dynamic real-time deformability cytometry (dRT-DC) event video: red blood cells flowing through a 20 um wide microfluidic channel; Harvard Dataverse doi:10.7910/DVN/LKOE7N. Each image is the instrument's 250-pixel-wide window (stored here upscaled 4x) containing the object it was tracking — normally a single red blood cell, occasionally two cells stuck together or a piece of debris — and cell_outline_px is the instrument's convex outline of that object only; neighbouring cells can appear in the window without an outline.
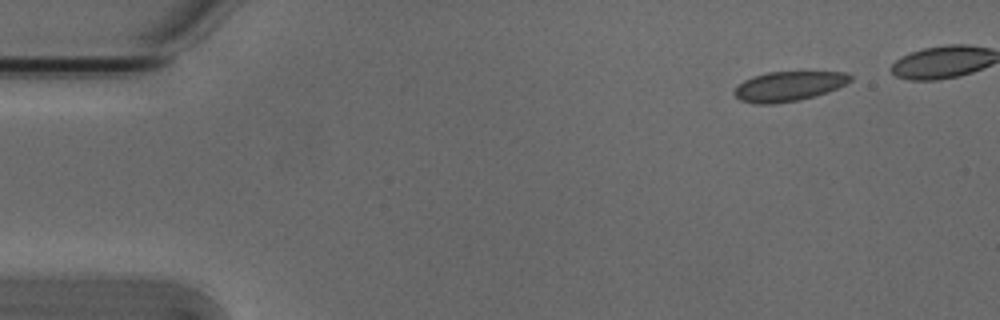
{"species": "Egyptian fruit bat (a non-hibernating species)", "species_latin": "Rousettus aegyptiacus", "temperature_condition": "cold", "stored_images_in_passage": 4, "camera_frame_rate_fps": 3000, "um_per_image_px": 0.085, "animal": {"sex": "male"}, "frame": {"image": 1, "passage_image": 1, "time_ms": 0.0, "image_size_px": [1000, 320], "cell_outline_px": [[852, 80], [828, 92], [800, 100], [772, 104], [756, 104], [740, 100], [732, 92], [744, 80], [752, 76], [768, 72], [848, 72], [852, 76]], "centroid_in_image_um": [67.03, 7.33], "position_along_channel_um": 18.0, "area_um2": 20.06}}